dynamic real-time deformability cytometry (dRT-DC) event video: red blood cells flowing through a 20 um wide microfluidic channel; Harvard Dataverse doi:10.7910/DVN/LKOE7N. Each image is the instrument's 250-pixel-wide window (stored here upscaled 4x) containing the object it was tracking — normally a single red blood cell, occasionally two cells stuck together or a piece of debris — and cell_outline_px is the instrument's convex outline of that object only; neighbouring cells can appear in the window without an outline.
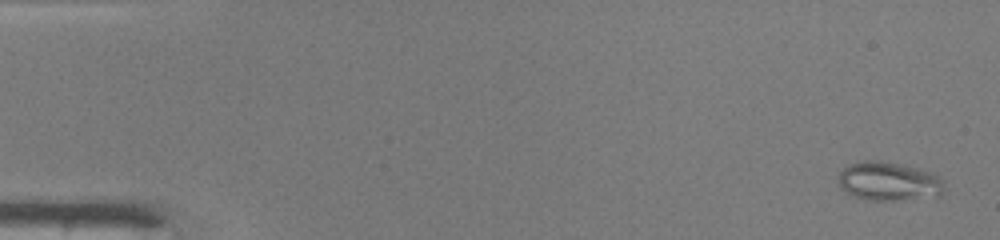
{"species": "common noctule bat (a hibernating species)", "species_latin": "Nyctalus noctula", "temperature_condition": "warm", "stored_images_in_passage": 48, "camera_frame_rate_fps": 3000, "um_per_image_px": 0.085, "animal": {"sex": "male", "body_mass_g": 19.0, "forearm_length_mm": 50.8}, "frame": {"image": 1, "passage_image": 2, "time_ms": 0.333, "image_size_px": [1000, 240], "cell_outline_px": [[944, 188], [940, 196], [896, 200], [868, 200], [856, 196], [840, 188], [836, 184], [836, 176], [848, 164], [864, 160], [880, 160], [900, 164], [916, 168], [928, 172], [944, 180]], "centroid_in_image_um": [75.49, 15.41], "position_along_channel_um": 9.5, "area_um2": 24.04}}
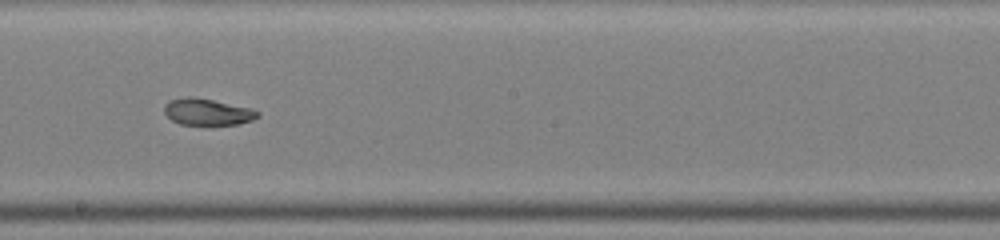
{"frame": {"image": 2, "passage_image": 28, "time_ms": 9.0, "image_size_px": [1000, 240], "cell_outline_px": [[260, 116], [252, 120], [236, 124], [180, 124], [172, 120], [164, 112], [164, 104], [168, 100], [188, 96], [192, 96], [252, 108], [260, 112]], "centroid_in_image_um": [17.62, 9.49], "position_along_channel_um": 230.6, "area_um2": 14.39}}
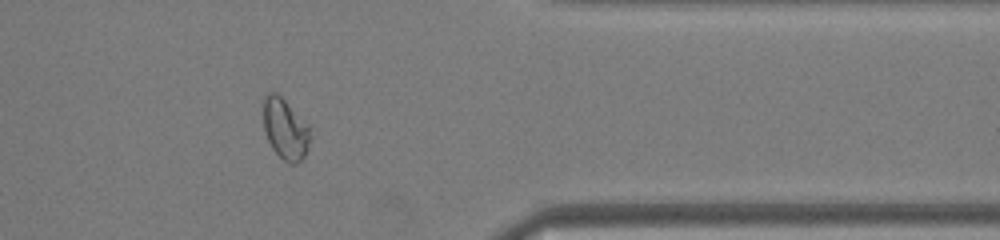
{"frame": {"image": 3, "passage_image": 40, "time_ms": 13.0, "image_size_px": [1000, 240], "cell_outline_px": [[312, 136], [308, 148], [304, 156], [296, 164], [288, 164], [272, 148], [264, 132], [264, 96], [268, 92], [276, 92], [308, 124]], "centroid_in_image_um": [24.26, 10.98], "position_along_channel_um": 387.1, "area_um2": 16.59}, "authors_computed_cell_mechanics": {"area_um2": 18.0336, "velocity_mm_per_s": 4.228, "shape_relaxation_time_tau1_ms": null, "shape_relaxation_time_tau2_ms": 2.0143, "deformation_change_tau1": null, "deformation_change_tau2": 0.0524}}